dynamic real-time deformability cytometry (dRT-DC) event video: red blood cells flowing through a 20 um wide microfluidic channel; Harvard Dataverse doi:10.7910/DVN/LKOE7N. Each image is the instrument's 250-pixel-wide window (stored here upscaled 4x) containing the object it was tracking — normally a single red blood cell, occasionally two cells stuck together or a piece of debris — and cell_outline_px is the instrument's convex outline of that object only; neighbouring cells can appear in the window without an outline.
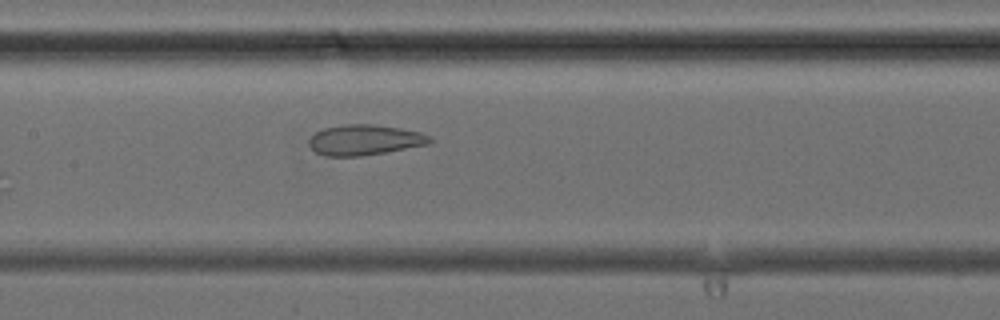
{"species": "common noctule bat (a hibernating species)", "species_latin": "Nyctalus noctula", "temperature_condition": "cold", "stored_images_in_passage": 5, "camera_frame_rate_fps": 3000, "um_per_image_px": 0.085, "animal": {"sex": "female", "body_mass_g": 24.6, "forearm_length_mm": 56.2}, "frame": {"image": 1, "passage_image": 5, "time_ms": 4.667, "image_size_px": [1000, 320], "cell_outline_px": [[432, 144], [360, 156], [324, 156], [316, 152], [308, 144], [308, 140], [316, 132], [324, 128], [348, 124], [372, 124], [400, 128], [420, 132], [432, 136]], "centroid_in_image_um": [31.02, 11.89], "position_along_channel_um": 176.4, "area_um2": 21.44}}